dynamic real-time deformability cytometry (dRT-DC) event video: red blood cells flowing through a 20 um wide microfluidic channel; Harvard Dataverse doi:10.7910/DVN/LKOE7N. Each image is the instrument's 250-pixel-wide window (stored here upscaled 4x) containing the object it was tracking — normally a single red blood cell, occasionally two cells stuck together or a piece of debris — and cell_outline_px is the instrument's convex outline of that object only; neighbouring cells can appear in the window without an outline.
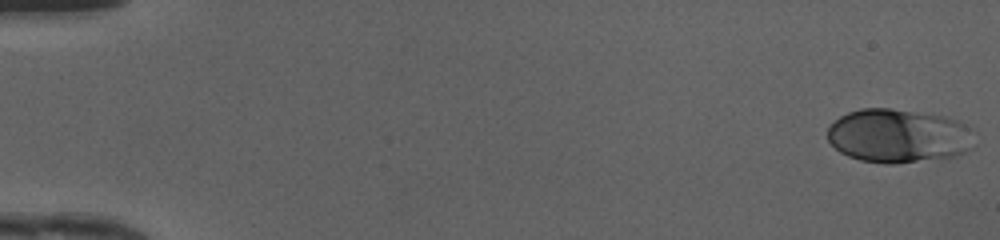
{"species": "human", "species_latin": "Homo sapiens", "temperature_condition": "cold", "stored_images_in_passage": 49, "camera_frame_rate_fps": 3000, "um_per_image_px": 0.085, "donor": {"sex": "female"}, "frame": {"image": 1, "passage_image": 1, "time_ms": 0.0, "image_size_px": [1000, 240], "cell_outline_px": [[976, 148], [956, 156], [892, 164], [884, 164], [860, 160], [848, 156], [840, 152], [828, 140], [828, 128], [840, 116], [848, 112], [860, 108], [892, 108], [944, 116], [960, 120], [968, 128], [976, 144]], "centroid_in_image_um": [76.4, 11.55], "position_along_channel_um": 8.6, "area_um2": 46.36}}
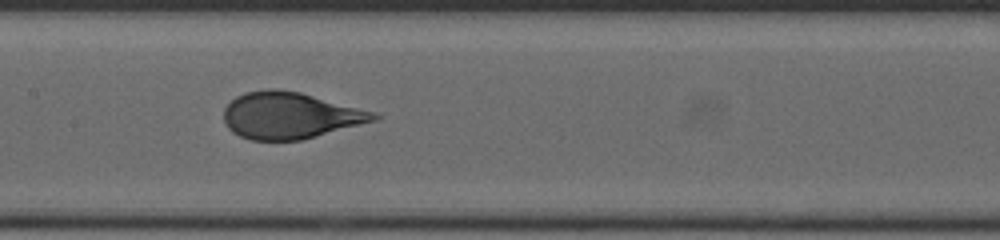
{"frame": {"image": 2, "passage_image": 25, "time_ms": 8.0, "image_size_px": [1000, 240], "cell_outline_px": [[380, 116], [376, 120], [300, 140], [252, 140], [240, 136], [232, 132], [228, 128], [224, 120], [224, 108], [236, 96], [244, 92], [268, 88], [276, 88], [300, 92], [376, 112]], "centroid_in_image_um": [24.62, 9.8], "position_along_channel_um": 182.8, "area_um2": 40.52}}
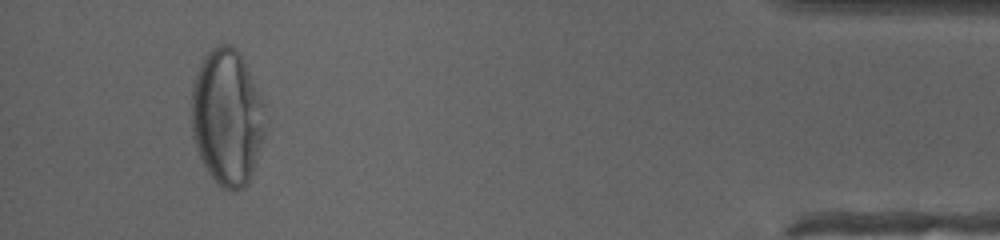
{"frame": {"image": 3, "passage_image": 46, "time_ms": 15.0, "image_size_px": [1000, 240], "cell_outline_px": [[264, 140], [248, 180], [244, 188], [232, 192], [224, 188], [208, 172], [196, 148], [192, 132], [192, 84], [196, 72], [204, 56], [216, 44], [228, 44], [236, 48], [240, 52], [244, 60], [264, 104]], "centroid_in_image_um": [19.3, 9.93], "position_along_channel_um": 415.9, "area_um2": 58.32}, "authors_computed_cell_mechanics": {"area_um2": 42.2518, "velocity_mm_per_s": 4.1914, "shape_relaxation_time_tau1_ms": 3.4402, "shape_relaxation_time_tau2_ms": null, "deformation_change_tau1": 0.1664, "deformation_change_tau2": null}}